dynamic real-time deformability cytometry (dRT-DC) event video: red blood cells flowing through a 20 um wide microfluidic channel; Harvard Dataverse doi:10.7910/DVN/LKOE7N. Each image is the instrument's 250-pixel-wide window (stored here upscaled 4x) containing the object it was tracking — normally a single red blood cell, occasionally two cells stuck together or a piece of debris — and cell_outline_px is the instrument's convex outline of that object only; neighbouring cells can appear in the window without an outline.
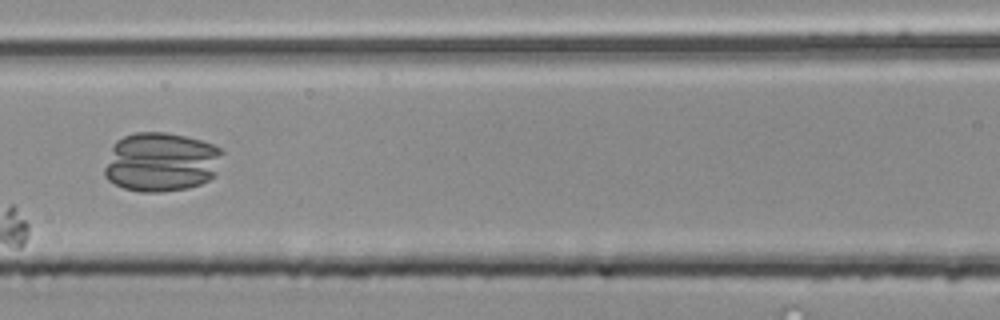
{"species": "common noctule bat (a hibernating species)", "species_latin": "Nyctalus noctula", "temperature_condition": "room temperature", "stored_images_in_passage": 6, "camera_frame_rate_fps": 3000, "um_per_image_px": 0.085, "animal": {"sex": "male", "body_mass_g": 20.4}, "frame": {"image": 1, "passage_image": 6, "time_ms": 1.667, "image_size_px": [1000, 320], "cell_outline_px": [[224, 152], [212, 176], [208, 180], [200, 184], [188, 188], [160, 192], [140, 192], [124, 188], [108, 180], [104, 176], [104, 168], [112, 144], [116, 140], [124, 136], [136, 132], [168, 132], [200, 140], [224, 148]], "centroid_in_image_um": [13.67, 13.76], "position_along_channel_um": 152.9, "area_um2": 40.92}}